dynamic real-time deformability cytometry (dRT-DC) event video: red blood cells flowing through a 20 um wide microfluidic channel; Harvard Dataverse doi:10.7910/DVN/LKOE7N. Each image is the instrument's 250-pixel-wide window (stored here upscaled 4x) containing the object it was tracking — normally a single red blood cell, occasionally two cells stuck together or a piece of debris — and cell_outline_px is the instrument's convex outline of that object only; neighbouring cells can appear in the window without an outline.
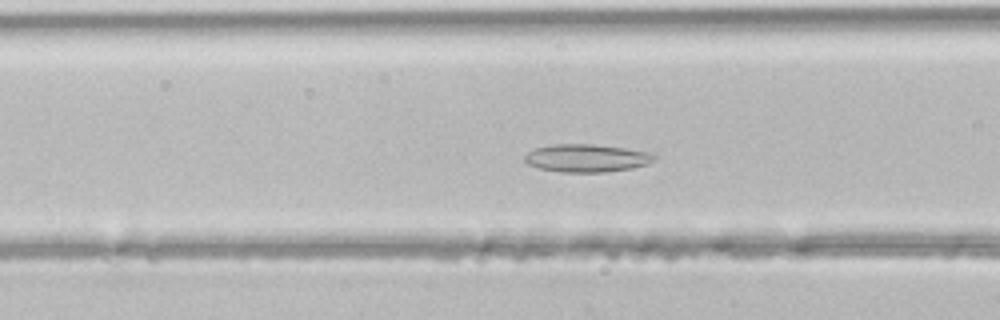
{"species": "common noctule bat (a hibernating species)", "species_latin": "Nyctalus noctula", "temperature_condition": "room temperature", "stored_images_in_passage": 45, "camera_frame_rate_fps": 3000, "um_per_image_px": 0.085, "animal": {"sex": "male", "body_mass_g": 21.5, "forearm_length_mm": 52.0}, "frame": {"image": 1, "passage_image": 17, "time_ms": 5.333, "image_size_px": [1000, 320], "cell_outline_px": [[656, 160], [648, 164], [632, 168], [604, 172], [560, 172], [540, 168], [528, 164], [524, 160], [524, 156], [528, 152], [536, 148], [552, 144], [592, 144], [624, 148], [648, 152], [656, 156]], "centroid_in_image_um": [49.87, 13.44], "position_along_channel_um": 116.7, "area_um2": 20.98}}
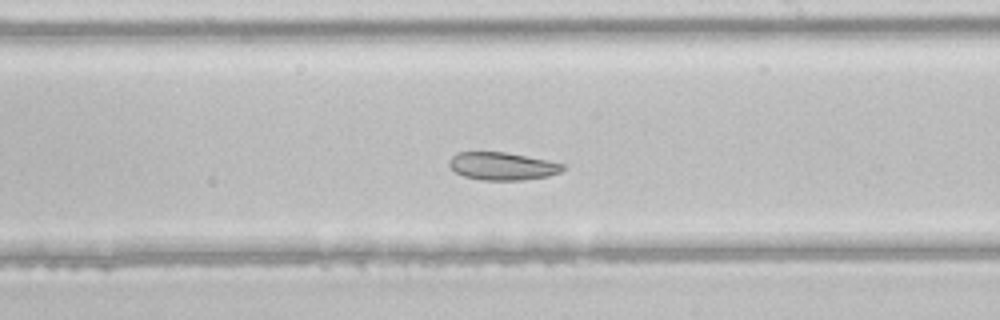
{"frame": {"image": 2, "passage_image": 26, "time_ms": 8.333, "image_size_px": [1000, 320], "cell_outline_px": [[564, 168], [560, 172], [548, 176], [524, 180], [480, 180], [464, 176], [448, 168], [448, 160], [456, 152], [504, 152], [548, 160], [564, 164]], "centroid_in_image_um": [42.65, 14.12], "position_along_channel_um": 246.3, "area_um2": 18.5}}
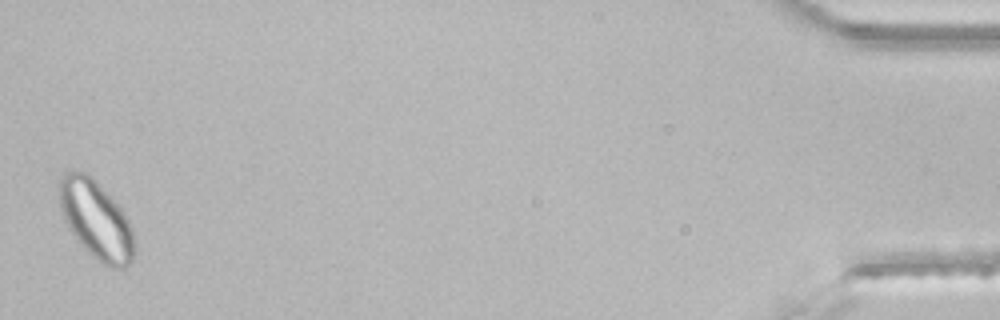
{"frame": {"image": 3, "passage_image": 45, "time_ms": 14.667, "image_size_px": [1000, 320], "cell_outline_px": [[136, 248], [132, 260], [124, 268], [108, 268], [92, 256], [84, 248], [68, 228], [64, 220], [60, 208], [60, 176], [64, 172], [88, 172], [96, 180], [124, 212], [132, 228]], "centroid_in_image_um": [8.19, 18.7], "position_along_channel_um": 427.0, "area_um2": 34.33}}